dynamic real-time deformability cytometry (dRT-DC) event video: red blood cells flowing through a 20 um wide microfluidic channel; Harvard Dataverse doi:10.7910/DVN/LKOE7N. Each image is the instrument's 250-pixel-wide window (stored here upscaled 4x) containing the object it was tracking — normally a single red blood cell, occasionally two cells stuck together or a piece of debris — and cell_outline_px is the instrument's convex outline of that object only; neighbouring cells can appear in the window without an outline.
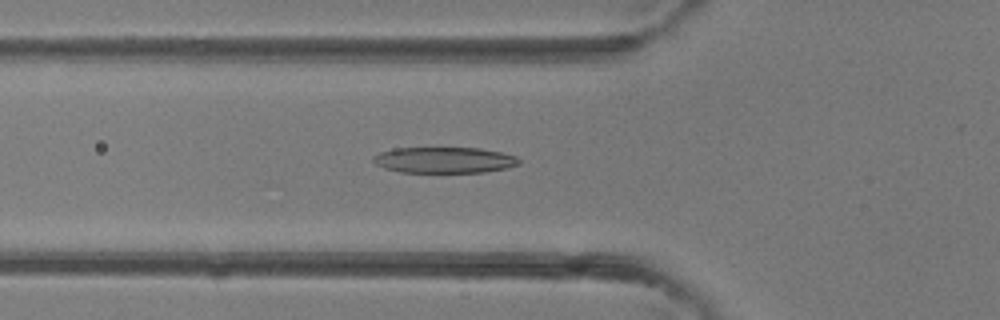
{"species": "common noctule bat (a hibernating species)", "species_latin": "Nyctalus noctula", "temperature_condition": "room temperature", "stored_images_in_passage": 31, "camera_frame_rate_fps": 3000, "um_per_image_px": 0.085, "animal": {"sex": "female"}, "frame": {"image": 1, "passage_image": 11, "time_ms": 3.333, "image_size_px": [1000, 320], "cell_outline_px": [[520, 164], [504, 168], [484, 172], [400, 172], [384, 168], [376, 164], [372, 160], [372, 156], [380, 152], [396, 148], [480, 148], [500, 152], [516, 156], [520, 160]], "centroid_in_image_um": [37.74, 13.6], "position_along_channel_um": 88.1, "area_um2": 21.96}}
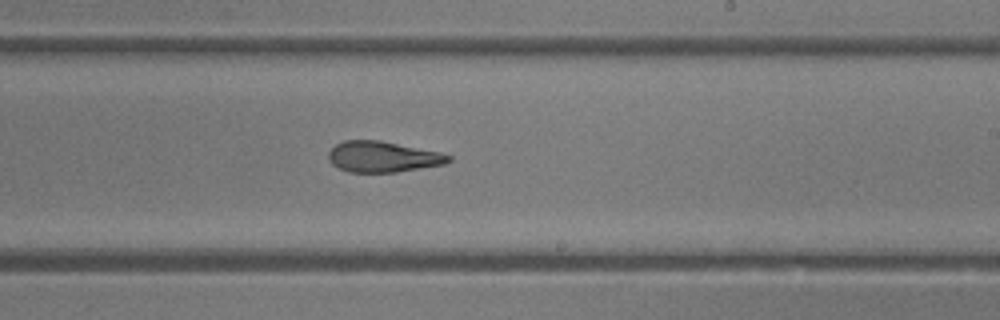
{"frame": {"image": 2, "passage_image": 21, "time_ms": 6.667, "image_size_px": [1000, 320], "cell_outline_px": [[452, 160], [444, 164], [396, 172], [348, 172], [332, 164], [328, 160], [328, 152], [336, 144], [344, 140], [380, 140], [440, 152], [452, 156]], "centroid_in_image_um": [32.53, 13.32], "position_along_channel_um": 256.5, "area_um2": 21.56}}
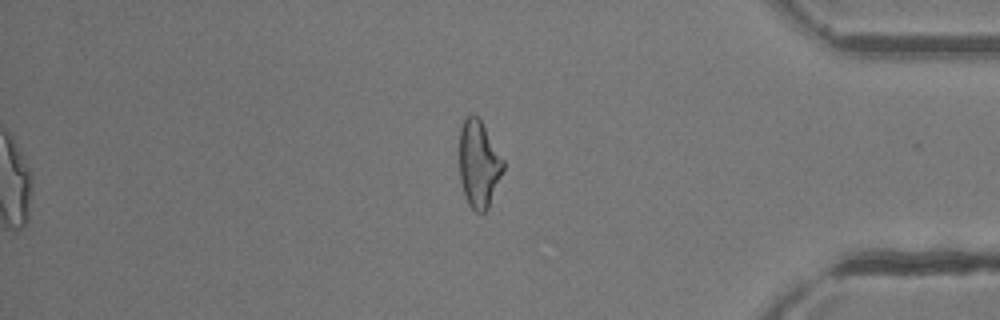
{"frame": {"image": 3, "passage_image": 31, "time_ms": 10.0, "image_size_px": [1000, 320], "cell_outline_px": [[504, 168], [488, 208], [484, 212], [476, 212], [468, 204], [460, 180], [460, 128], [464, 120], [472, 112], [480, 120], [504, 160]], "centroid_in_image_um": [40.69, 13.94], "position_along_channel_um": 394.5, "area_um2": 21.91}}